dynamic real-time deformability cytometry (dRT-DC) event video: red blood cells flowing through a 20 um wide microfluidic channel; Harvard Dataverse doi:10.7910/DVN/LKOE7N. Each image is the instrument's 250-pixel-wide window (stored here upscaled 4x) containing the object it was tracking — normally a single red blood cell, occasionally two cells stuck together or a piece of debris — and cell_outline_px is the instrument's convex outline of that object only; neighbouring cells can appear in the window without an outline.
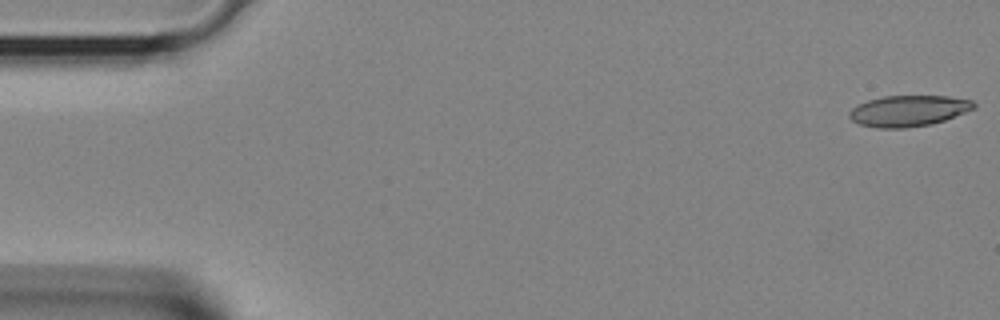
{"species": "Egyptian fruit bat (a non-hibernating species)", "species_latin": "Rousettus aegyptiacus", "temperature_condition": "room temperature", "stored_images_in_passage": 35, "camera_frame_rate_fps": 3000, "um_per_image_px": 0.085, "animal": {"sex": "female"}, "frame": {"image": 1, "passage_image": 1, "time_ms": 0.0, "image_size_px": [1000, 320], "cell_outline_px": [[976, 108], [944, 120], [928, 124], [904, 128], [876, 128], [860, 124], [852, 120], [848, 116], [848, 112], [852, 108], [868, 100], [884, 96], [948, 96], [972, 100], [976, 104]], "centroid_in_image_um": [77.22, 9.41], "position_along_channel_um": 7.8, "area_um2": 22.37}}
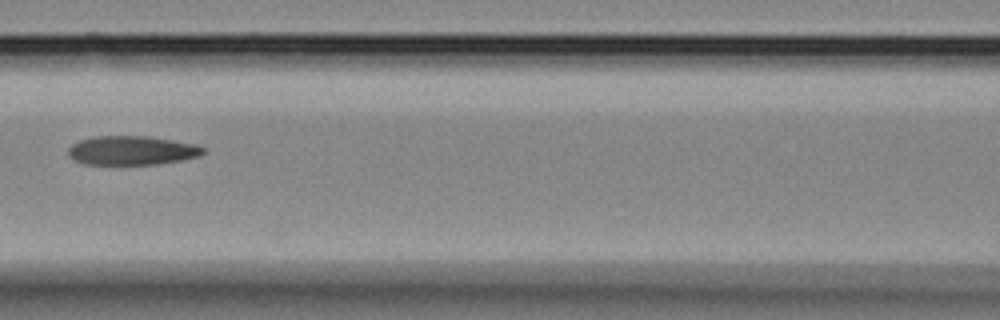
{"frame": {"image": 2, "passage_image": 17, "time_ms": 5.333, "image_size_px": [1000, 320], "cell_outline_px": [[204, 152], [200, 156], [180, 160], [156, 164], [84, 164], [72, 160], [68, 156], [68, 148], [72, 144], [80, 140], [96, 136], [148, 136], [196, 144], [204, 148]], "centroid_in_image_um": [11.17, 12.79], "position_along_channel_um": 155.4, "area_um2": 22.83}}
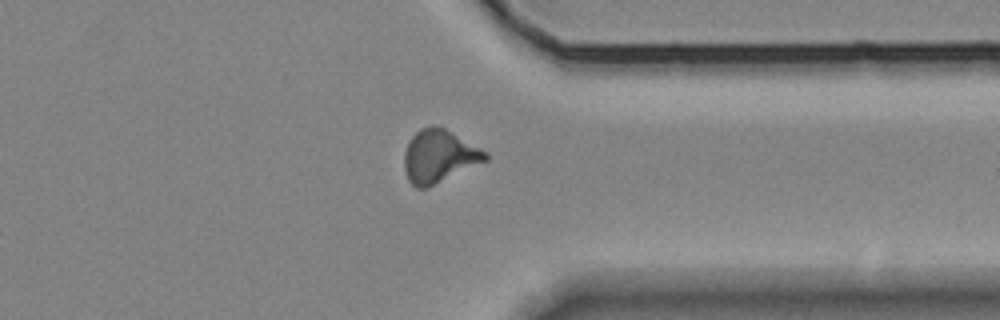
{"frame": {"image": 3, "passage_image": 30, "time_ms": 9.667, "image_size_px": [1000, 320], "cell_outline_px": [[488, 160], [424, 188], [416, 188], [408, 180], [404, 168], [404, 152], [412, 136], [420, 128], [444, 128], [488, 152]], "centroid_in_image_um": [37.31, 13.29], "position_along_channel_um": 374.1, "area_um2": 24.33}}